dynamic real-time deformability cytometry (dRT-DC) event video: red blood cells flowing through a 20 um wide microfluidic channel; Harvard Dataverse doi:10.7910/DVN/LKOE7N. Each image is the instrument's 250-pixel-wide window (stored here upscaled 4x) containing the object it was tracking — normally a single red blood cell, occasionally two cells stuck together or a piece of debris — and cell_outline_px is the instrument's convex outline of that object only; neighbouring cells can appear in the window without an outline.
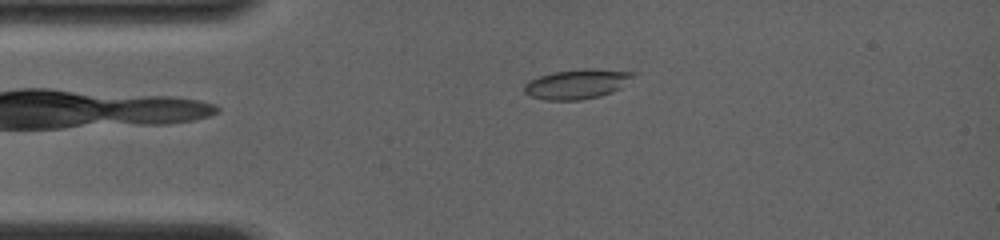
{"species": "common noctule bat (a hibernating species)", "species_latin": "Nyctalus noctula", "temperature_condition": "room temperature", "stored_images_in_passage": 73, "camera_frame_rate_fps": 4000, "um_per_image_px": 0.085, "animal": {"sex": "female", "body_mass_g": 19.0, "forearm_length_mm": 56.7}, "frame": {"image": 1, "passage_image": 13, "time_ms": 2.5, "image_size_px": [1000, 240], "cell_outline_px": [[636, 72], [620, 88], [612, 92], [600, 96], [580, 100], [544, 100], [532, 96], [524, 92], [524, 84], [528, 80], [552, 72], [584, 68], [588, 68]], "centroid_in_image_um": [49.0, 7.14], "position_along_channel_um": 36.0, "area_um2": 18.73}}
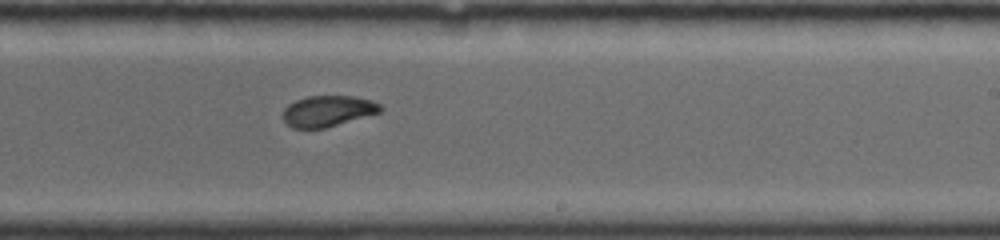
{"frame": {"image": 2, "passage_image": 44, "time_ms": 8.75, "image_size_px": [1000, 240], "cell_outline_px": [[384, 108], [380, 112], [324, 128], [292, 128], [284, 120], [284, 108], [288, 104], [296, 100], [308, 96], [352, 96], [372, 100], [380, 104]], "centroid_in_image_um": [27.87, 9.43], "position_along_channel_um": 261.1, "area_um2": 17.4}}
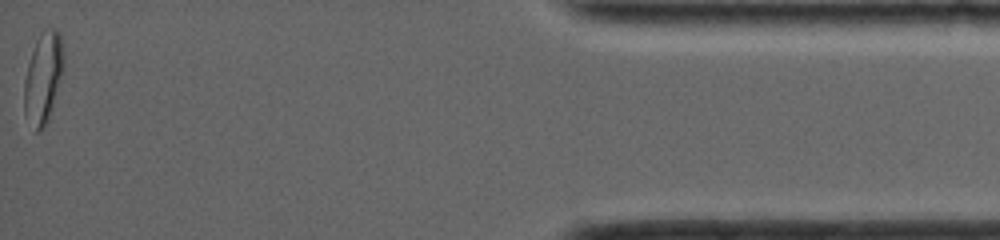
{"frame": {"image": 3, "passage_image": 73, "time_ms": 14.75, "image_size_px": [1000, 240], "cell_outline_px": [[64, 64], [52, 108], [48, 120], [44, 128], [40, 132], [36, 132], [24, 116], [24, 80], [28, 64], [36, 40], [44, 28], [56, 28], [60, 32], [64, 56]], "centroid_in_image_um": [3.66, 6.61], "position_along_channel_um": 431.5, "area_um2": 21.04}, "authors_computed_cell_mechanics": {"area_um2": 18.6694, "velocity_mm_per_s": 4.0421, "shape_relaxation_time_tau1_ms": 7.4244, "shape_relaxation_time_tau2_ms": 1.8725, "deformation_change_tau1": 0.1727, "deformation_change_tau2": 0.052}}